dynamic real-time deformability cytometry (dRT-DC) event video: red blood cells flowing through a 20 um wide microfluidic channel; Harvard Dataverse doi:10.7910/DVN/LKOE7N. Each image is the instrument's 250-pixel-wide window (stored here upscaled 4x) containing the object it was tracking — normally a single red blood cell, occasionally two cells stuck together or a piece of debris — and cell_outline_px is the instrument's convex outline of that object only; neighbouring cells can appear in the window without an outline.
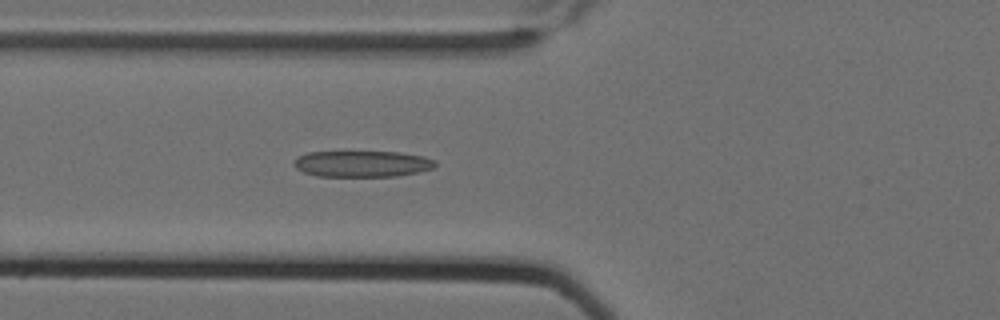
{"species": "Egyptian fruit bat (a non-hibernating species)", "species_latin": "Rousettus aegyptiacus", "temperature_condition": "cold", "stored_images_in_passage": 7, "camera_frame_rate_fps": 3000, "um_per_image_px": 0.085, "animal": {"sex": "female"}, "frame": {"image": 1, "passage_image": 7, "time_ms": 2.0, "image_size_px": [1000, 320], "cell_outline_px": [[436, 164], [432, 168], [420, 172], [396, 176], [316, 176], [304, 172], [296, 168], [292, 164], [300, 156], [308, 152], [400, 152], [424, 156], [436, 160]], "centroid_in_image_um": [30.82, 13.92], "position_along_channel_um": 95.0, "area_um2": 21.56}}